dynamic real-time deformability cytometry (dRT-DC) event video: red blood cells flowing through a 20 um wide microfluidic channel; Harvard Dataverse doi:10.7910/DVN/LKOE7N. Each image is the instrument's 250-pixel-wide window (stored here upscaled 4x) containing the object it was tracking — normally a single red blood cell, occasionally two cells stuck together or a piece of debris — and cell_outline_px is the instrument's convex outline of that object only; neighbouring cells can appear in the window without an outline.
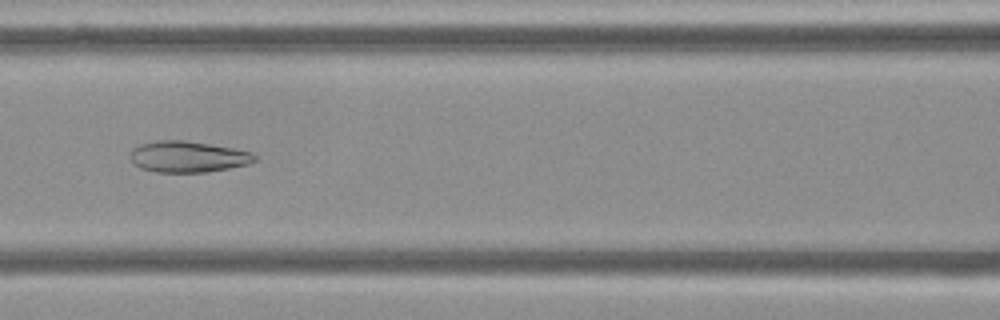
{"species": "Egyptian fruit bat (a non-hibernating species)", "species_latin": "Rousettus aegyptiacus", "temperature_condition": "cold", "stored_images_in_passage": 43, "camera_frame_rate_fps": 3000, "um_per_image_px": 0.085, "frame": {"image": 1, "passage_image": 12, "time_ms": 3.667, "image_size_px": [1000, 320], "cell_outline_px": [[256, 160], [248, 164], [208, 172], [156, 172], [140, 168], [128, 156], [132, 148], [140, 144], [156, 140], [184, 140], [232, 148], [252, 152], [256, 156]], "centroid_in_image_um": [15.94, 13.32], "position_along_channel_um": 150.7, "area_um2": 22.6}}
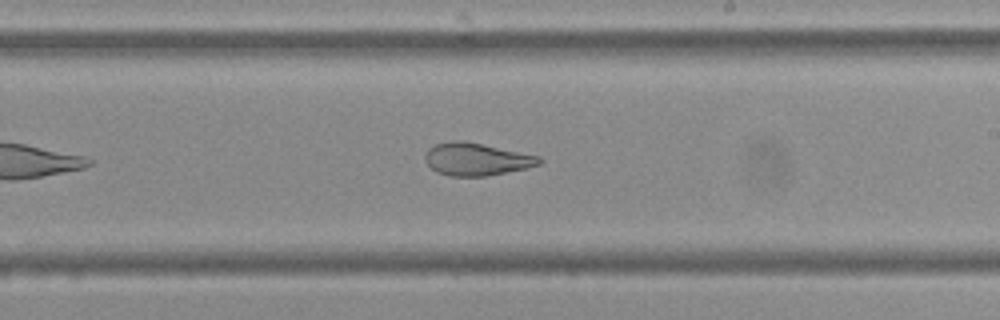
{"frame": {"image": 2, "passage_image": 20, "time_ms": 6.333, "image_size_px": [1000, 320], "cell_outline_px": [[544, 160], [540, 164], [524, 168], [488, 176], [452, 176], [436, 172], [424, 160], [424, 152], [428, 148], [436, 144], [452, 140], [464, 140], [540, 156]], "centroid_in_image_um": [40.47, 13.52], "position_along_channel_um": 248.5, "area_um2": 21.73}}
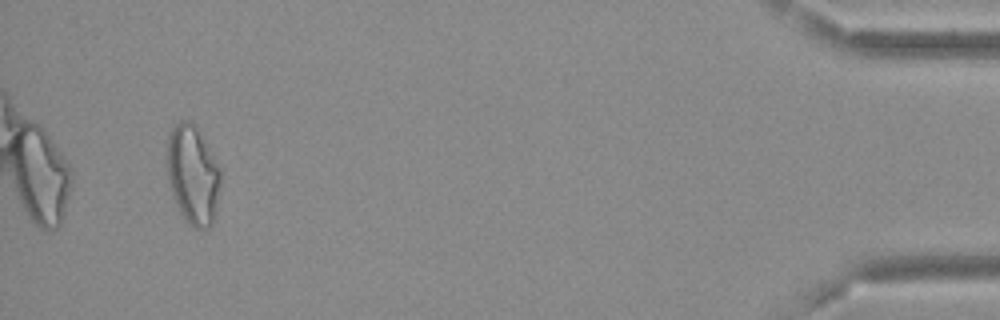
{"frame": {"image": 3, "passage_image": 40, "time_ms": 13.0, "image_size_px": [1000, 320], "cell_outline_px": [[220, 184], [216, 208], [212, 224], [204, 232], [188, 224], [180, 212], [172, 196], [164, 164], [164, 156], [168, 136], [172, 128], [180, 120], [192, 120], [220, 168]], "centroid_in_image_um": [16.33, 14.86], "position_along_channel_um": 418.9, "area_um2": 31.5}, "authors_computed_cell_mechanics": {"area_um2": 25.0274, "velocity_mm_per_s": 3.6756, "shape_relaxation_time_tau1_ms": null, "shape_relaxation_time_tau2_ms": 1.4398, "deformation_change_tau1": null, "deformation_change_tau2": 0.0905}}